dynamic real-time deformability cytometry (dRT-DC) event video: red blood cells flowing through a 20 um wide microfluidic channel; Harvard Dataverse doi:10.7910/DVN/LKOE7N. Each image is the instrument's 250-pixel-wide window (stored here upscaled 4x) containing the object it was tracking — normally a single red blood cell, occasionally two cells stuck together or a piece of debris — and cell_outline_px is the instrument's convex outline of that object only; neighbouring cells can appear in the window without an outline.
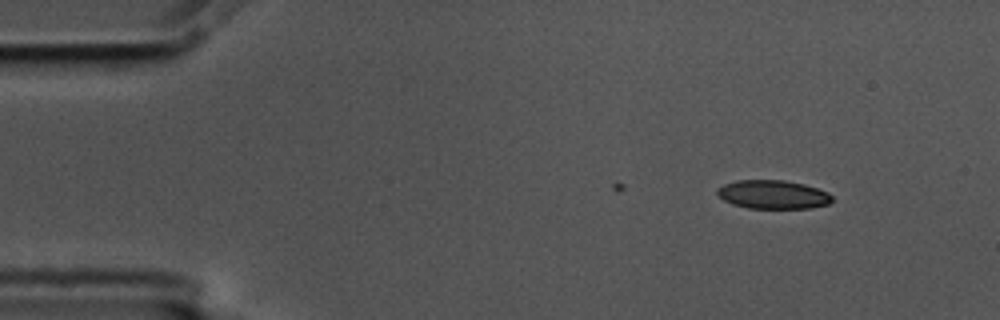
{"species": "common noctule bat (a hibernating species)", "species_latin": "Nyctalus noctula", "temperature_condition": "cold", "stored_images_in_passage": 10, "camera_frame_rate_fps": 3000, "um_per_image_px": 0.085, "animal": {"sex": "male", "body_mass_g": 17.5, "forearm_length_mm": 52.3}, "frame": {"image": 1, "passage_image": 10, "time_ms": 3.0, "image_size_px": [1000, 320], "cell_outline_px": [[832, 200], [828, 204], [808, 208], [748, 208], [732, 204], [724, 200], [716, 192], [716, 188], [724, 184], [736, 180], [784, 180], [804, 184], [828, 192], [832, 196]], "centroid_in_image_um": [65.68, 16.53], "position_along_channel_um": 19.3, "area_um2": 19.13}}